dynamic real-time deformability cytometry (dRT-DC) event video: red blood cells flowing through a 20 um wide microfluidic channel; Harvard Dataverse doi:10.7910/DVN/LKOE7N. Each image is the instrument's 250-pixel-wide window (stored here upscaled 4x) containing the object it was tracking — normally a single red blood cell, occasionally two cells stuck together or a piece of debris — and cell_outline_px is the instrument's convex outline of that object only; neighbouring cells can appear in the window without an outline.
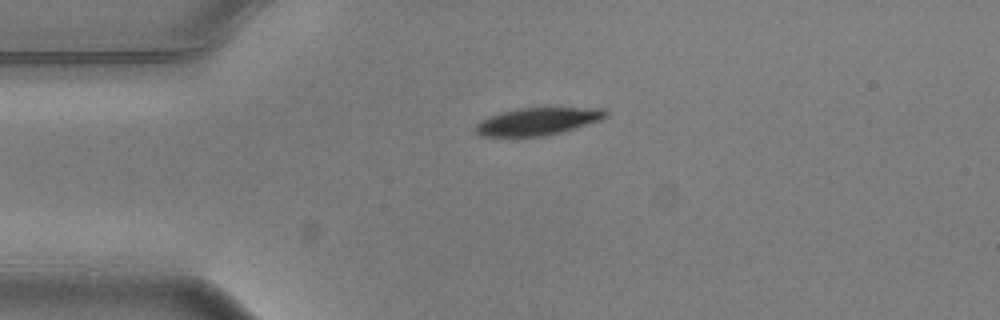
{"species": "common noctule bat (a hibernating species)", "species_latin": "Nyctalus noctula", "temperature_condition": "warm", "stored_images_in_passage": 2, "camera_frame_rate_fps": 3000, "um_per_image_px": 0.085, "animal": {"sex": "male", "body_mass_g": 20.5, "forearm_length_mm": 52.5}, "frame": {"image": 1, "passage_image": 1, "time_ms": 0.0, "image_size_px": [1000, 320], "cell_outline_px": [[608, 116], [600, 120], [560, 132], [544, 136], [480, 136], [476, 132], [476, 124], [480, 120], [488, 116], [500, 112], [516, 108], [604, 108], [608, 112]], "centroid_in_image_um": [45.68, 10.31], "position_along_channel_um": 39.3, "area_um2": 20.69}}